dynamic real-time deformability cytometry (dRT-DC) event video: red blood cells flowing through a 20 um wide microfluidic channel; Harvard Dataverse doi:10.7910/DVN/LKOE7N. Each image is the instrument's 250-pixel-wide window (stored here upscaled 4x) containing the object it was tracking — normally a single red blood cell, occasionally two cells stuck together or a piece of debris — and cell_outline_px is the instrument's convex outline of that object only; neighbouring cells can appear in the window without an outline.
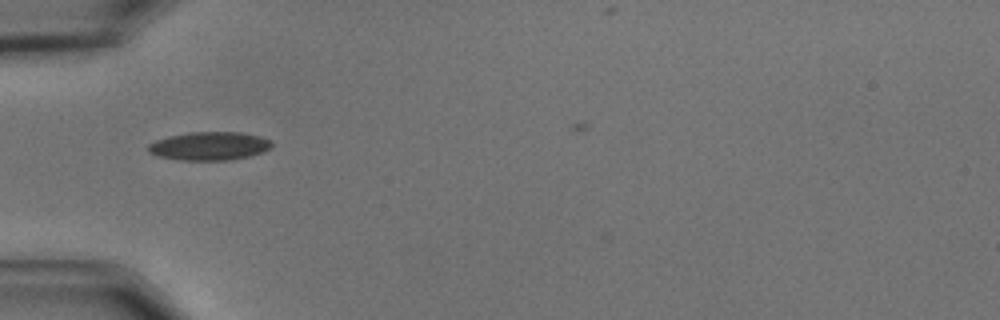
{"species": "common noctule bat (a hibernating species)", "species_latin": "Nyctalus noctula", "temperature_condition": "cold", "stored_images_in_passage": 32, "camera_frame_rate_fps": 3000, "um_per_image_px": 0.085, "animal": {"sex": "male", "body_mass_g": 15.6}, "frame": {"image": 1, "passage_image": 1, "time_ms": 0.0, "image_size_px": [1000, 320], "cell_outline_px": [[272, 148], [248, 156], [228, 160], [180, 160], [156, 156], [148, 152], [148, 144], [156, 140], [168, 136], [188, 132], [240, 132], [260, 136], [272, 140]], "centroid_in_image_um": [17.78, 12.4], "position_along_channel_um": 67.2, "area_um2": 20.52}}
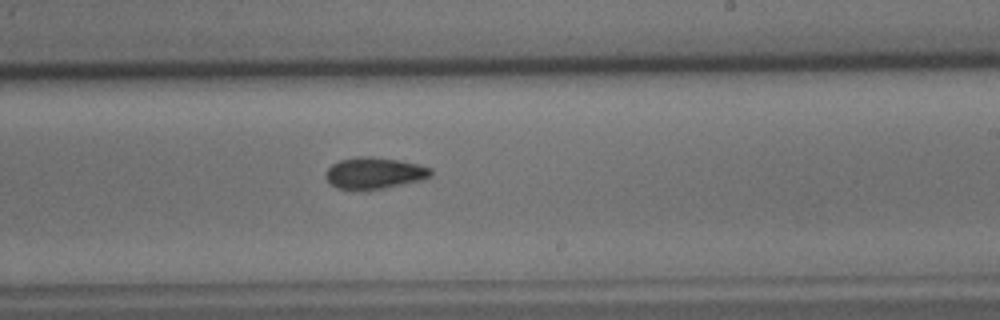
{"frame": {"image": 2, "passage_image": 17, "time_ms": 5.333, "image_size_px": [1000, 320], "cell_outline_px": [[432, 176], [424, 180], [384, 188], [336, 188], [328, 184], [324, 176], [324, 172], [332, 164], [340, 160], [356, 156], [372, 156], [400, 160], [420, 164], [432, 168]], "centroid_in_image_um": [31.83, 14.69], "position_along_channel_um": 257.2, "area_um2": 19.48}}
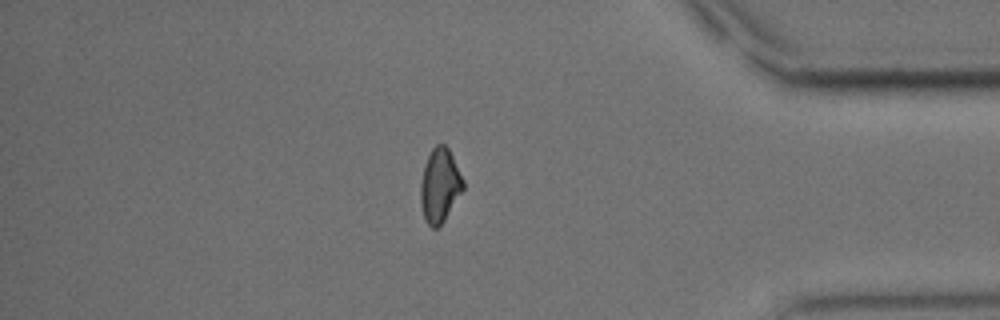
{"frame": {"image": 3, "passage_image": 31, "time_ms": 10.0, "image_size_px": [1000, 320], "cell_outline_px": [[464, 188], [444, 220], [436, 228], [432, 228], [428, 224], [424, 216], [420, 200], [420, 184], [424, 168], [428, 156], [432, 148], [436, 144], [444, 144], [448, 148], [464, 180]], "centroid_in_image_um": [37.38, 15.75], "position_along_channel_um": 397.8, "area_um2": 18.03}}